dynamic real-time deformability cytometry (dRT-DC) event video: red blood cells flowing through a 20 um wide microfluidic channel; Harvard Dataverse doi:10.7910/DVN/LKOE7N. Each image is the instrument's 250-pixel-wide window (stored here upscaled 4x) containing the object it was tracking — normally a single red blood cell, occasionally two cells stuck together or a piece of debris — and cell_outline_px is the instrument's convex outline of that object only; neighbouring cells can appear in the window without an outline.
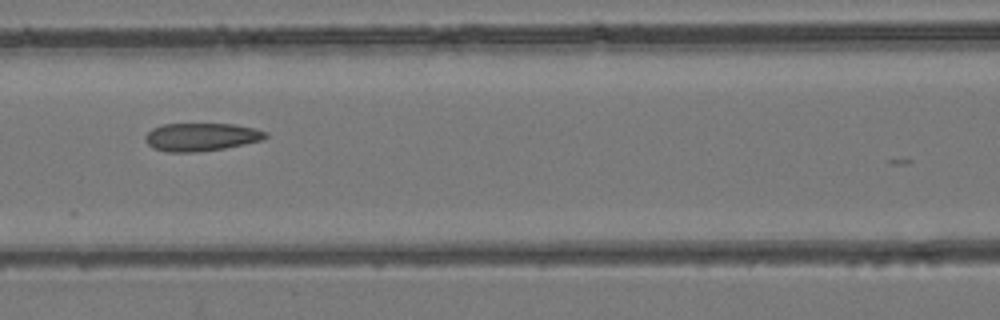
{"species": "common noctule bat (a hibernating species)", "species_latin": "Nyctalus noctula", "temperature_condition": "room temperature", "stored_images_in_passage": 28, "camera_frame_rate_fps": 3000, "um_per_image_px": 0.085, "animal": {"sex": "female", "body_mass_g": 24.6, "forearm_length_mm": 56.2}, "frame": {"image": 1, "passage_image": 22, "time_ms": 7.0, "image_size_px": [1000, 320], "cell_outline_px": [[268, 136], [264, 140], [224, 148], [196, 152], [168, 152], [152, 148], [144, 140], [144, 136], [152, 128], [164, 124], [232, 124], [252, 128], [268, 132]], "centroid_in_image_um": [17.08, 11.64], "position_along_channel_um": 149.5, "area_um2": 19.65}}
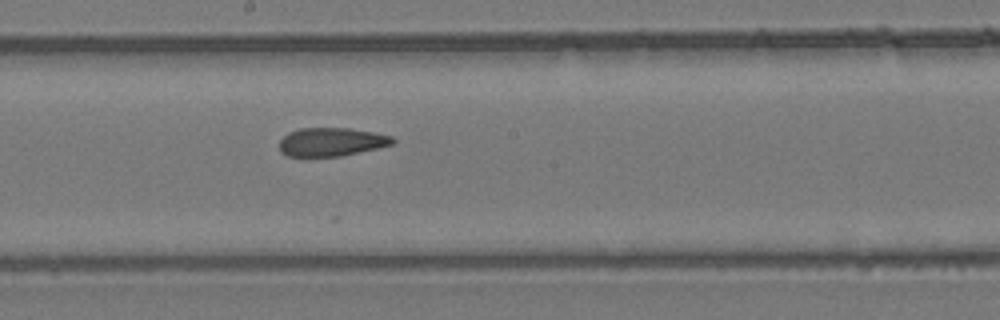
{"frame": {"image": 2, "passage_image": 27, "time_ms": 8.667, "image_size_px": [1000, 320], "cell_outline_px": [[396, 140], [392, 144], [376, 148], [340, 156], [288, 156], [280, 152], [280, 140], [288, 132], [300, 128], [348, 128], [372, 132], [392, 136]], "centroid_in_image_um": [28.14, 12.05], "position_along_channel_um": 220.1, "area_um2": 18.61}}